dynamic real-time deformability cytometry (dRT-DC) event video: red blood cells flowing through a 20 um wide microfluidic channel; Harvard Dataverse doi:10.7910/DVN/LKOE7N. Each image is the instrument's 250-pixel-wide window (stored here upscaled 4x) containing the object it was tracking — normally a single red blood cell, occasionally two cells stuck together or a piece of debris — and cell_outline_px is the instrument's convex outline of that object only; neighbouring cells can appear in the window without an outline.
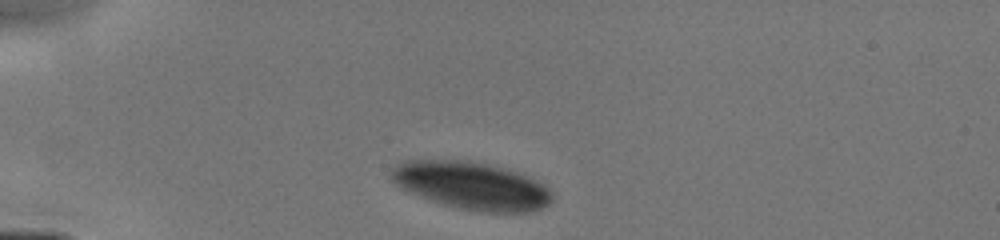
{"species": "human", "species_latin": "Homo sapiens", "temperature_condition": "cold", "stored_images_in_passage": 7, "camera_frame_rate_fps": 3000, "um_per_image_px": 0.085, "donor": {"sex": "male"}, "frame": {"image": 1, "passage_image": 1, "time_ms": 0.0, "image_size_px": [1000, 240], "cell_outline_px": [[552, 200], [544, 208], [528, 212], [480, 212], [460, 208], [444, 204], [432, 200], [412, 192], [396, 184], [392, 180], [392, 168], [396, 164], [408, 160], [460, 160], [488, 164], [504, 168], [524, 176], [548, 188], [552, 192]], "centroid_in_image_um": [40.09, 15.79], "position_along_channel_um": 44.9, "area_um2": 43.75}}